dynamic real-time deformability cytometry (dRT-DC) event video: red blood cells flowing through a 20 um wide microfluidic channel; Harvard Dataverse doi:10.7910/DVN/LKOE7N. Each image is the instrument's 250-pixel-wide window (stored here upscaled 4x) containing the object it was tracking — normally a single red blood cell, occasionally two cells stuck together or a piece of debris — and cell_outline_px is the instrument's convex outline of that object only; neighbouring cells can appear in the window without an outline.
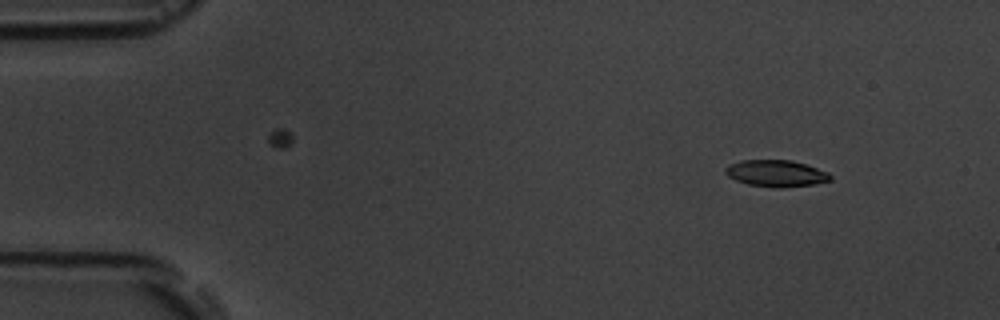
{"species": "common noctule bat (a hibernating species)", "species_latin": "Nyctalus noctula", "temperature_condition": "room temperature", "stored_images_in_passage": 4, "segment_of_instrument_passage": [1, 2], "camera_frame_rate_fps": 3000, "um_per_image_px": 0.085, "animal": {"sex": "male", "body_mass_g": 19.5, "forearm_length_mm": 54.6}, "frame": {"image": 1, "passage_image": 1, "time_ms": 0.0, "image_size_px": [1000, 320], "cell_outline_px": [[832, 180], [816, 184], [780, 188], [776, 188], [748, 184], [736, 180], [728, 176], [724, 172], [724, 168], [728, 164], [740, 160], [792, 160], [828, 172], [832, 176]], "centroid_in_image_um": [65.95, 14.74], "position_along_channel_um": 19.0, "area_um2": 16.42}}
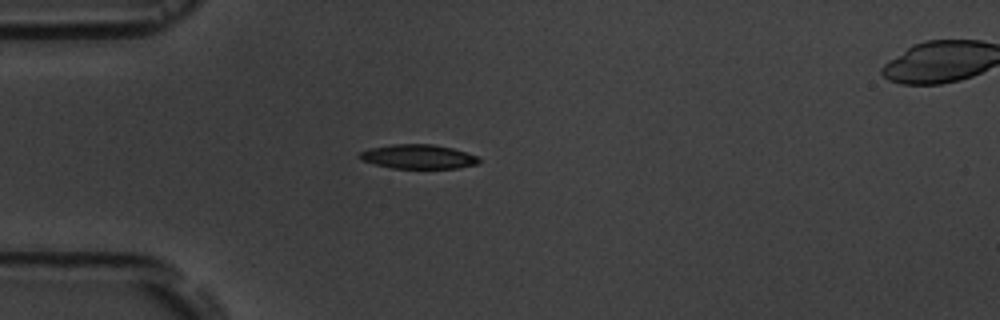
{"frame": {"image": 2, "passage_image": 3, "time_ms": 3.0, "image_size_px": [1000, 320], "cell_outline_px": [[480, 164], [460, 168], [392, 168], [376, 164], [364, 160], [360, 156], [360, 152], [372, 148], [392, 144], [432, 144], [452, 148], [476, 156], [480, 160]], "centroid_in_image_um": [35.61, 13.32], "position_along_channel_um": 49.4, "area_um2": 16.59}}